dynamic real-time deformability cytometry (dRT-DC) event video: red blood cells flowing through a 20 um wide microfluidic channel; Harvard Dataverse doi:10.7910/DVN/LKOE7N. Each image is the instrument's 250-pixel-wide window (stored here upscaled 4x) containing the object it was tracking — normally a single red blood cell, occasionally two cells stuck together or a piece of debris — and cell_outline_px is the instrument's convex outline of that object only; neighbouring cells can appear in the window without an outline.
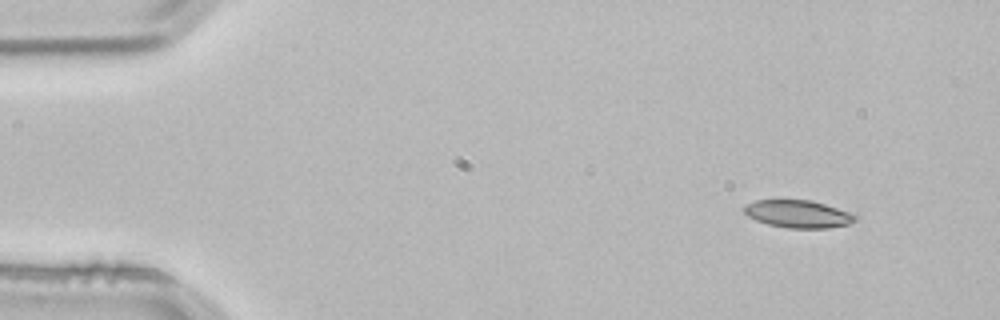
{"species": "common noctule bat (a hibernating species)", "species_latin": "Nyctalus noctula", "temperature_condition": "room temperature", "stored_images_in_passage": 3, "camera_frame_rate_fps": 3000, "um_per_image_px": 0.085, "animal": {"sex": "male", "body_mass_g": 21.5, "forearm_length_mm": 52.0}, "frame": {"image": 1, "passage_image": 1, "time_ms": 0.0, "image_size_px": [1000, 320], "cell_outline_px": [[860, 216], [856, 220], [848, 224], [828, 228], [788, 228], [768, 224], [756, 220], [748, 216], [744, 212], [744, 204], [756, 200], [812, 200]], "centroid_in_image_um": [67.83, 18.18], "position_along_channel_um": 17.2, "area_um2": 17.8}}
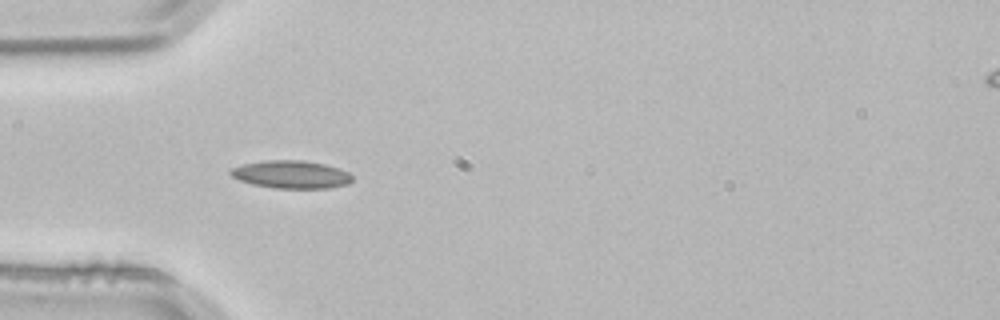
{"frame": {"image": 2, "passage_image": 3, "time_ms": 0.667, "image_size_px": [1000, 320], "cell_outline_px": [[352, 180], [348, 184], [328, 188], [272, 188], [252, 184], [240, 180], [232, 176], [228, 172], [232, 168], [244, 164], [264, 160], [304, 160], [324, 164], [348, 172], [352, 176]], "centroid_in_image_um": [24.74, 14.83], "position_along_channel_um": 60.3, "area_um2": 19.65}}